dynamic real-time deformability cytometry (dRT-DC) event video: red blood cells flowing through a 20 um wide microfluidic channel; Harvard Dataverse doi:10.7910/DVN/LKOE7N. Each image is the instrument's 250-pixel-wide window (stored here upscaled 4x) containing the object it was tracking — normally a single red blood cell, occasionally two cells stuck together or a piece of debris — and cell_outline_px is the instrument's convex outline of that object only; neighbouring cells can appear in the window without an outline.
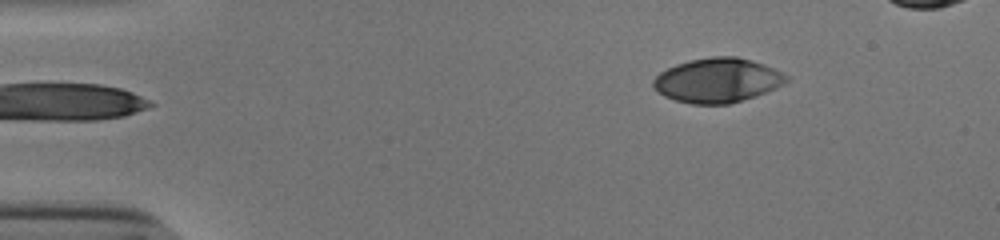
{"species": "human", "species_latin": "Homo sapiens", "temperature_condition": "cold", "stored_images_in_passage": 44, "camera_frame_rate_fps": 3000, "um_per_image_px": 0.085, "donor": {"sex": "male"}, "frame": {"image": 1, "passage_image": 1, "time_ms": 0.0, "image_size_px": [1000, 240], "cell_outline_px": [[788, 80], [784, 84], [776, 88], [756, 96], [728, 104], [692, 104], [676, 100], [664, 96], [652, 84], [652, 80], [660, 72], [676, 64], [688, 60], [712, 56], [736, 56], [752, 60], [764, 64], [784, 72], [788, 76]], "centroid_in_image_um": [61.01, 6.81], "position_along_channel_um": 24.0, "area_um2": 34.56}}
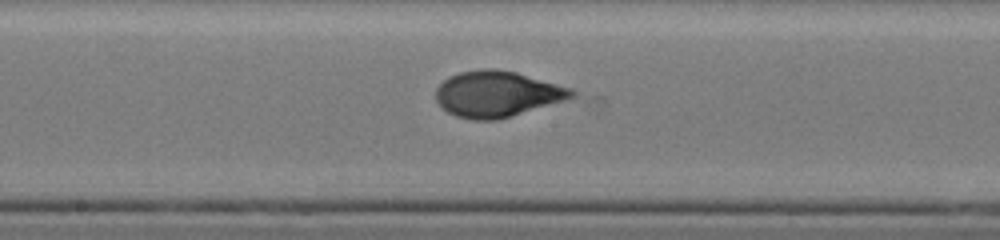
{"frame": {"image": 2, "passage_image": 22, "time_ms": 7.0, "image_size_px": [1000, 240], "cell_outline_px": [[576, 96], [564, 100], [496, 120], [472, 120], [456, 116], [448, 112], [436, 100], [436, 88], [448, 76], [460, 72], [484, 68], [496, 68], [516, 72], [572, 88], [576, 92]], "centroid_in_image_um": [42.24, 7.97], "position_along_channel_um": 206.0, "area_um2": 36.13}}
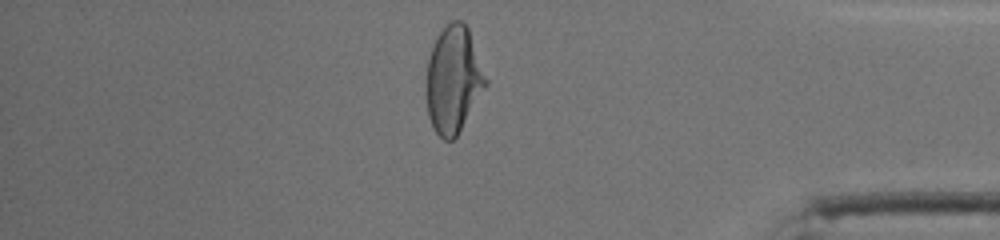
{"frame": {"image": 3, "passage_image": 39, "time_ms": 12.667, "image_size_px": [1000, 240], "cell_outline_px": [[488, 84], [456, 136], [452, 140], [444, 140], [432, 128], [428, 116], [428, 60], [436, 36], [452, 20], [460, 20], [468, 28], [488, 80]], "centroid_in_image_um": [38.56, 6.77], "position_along_channel_um": 396.6, "area_um2": 36.3}}